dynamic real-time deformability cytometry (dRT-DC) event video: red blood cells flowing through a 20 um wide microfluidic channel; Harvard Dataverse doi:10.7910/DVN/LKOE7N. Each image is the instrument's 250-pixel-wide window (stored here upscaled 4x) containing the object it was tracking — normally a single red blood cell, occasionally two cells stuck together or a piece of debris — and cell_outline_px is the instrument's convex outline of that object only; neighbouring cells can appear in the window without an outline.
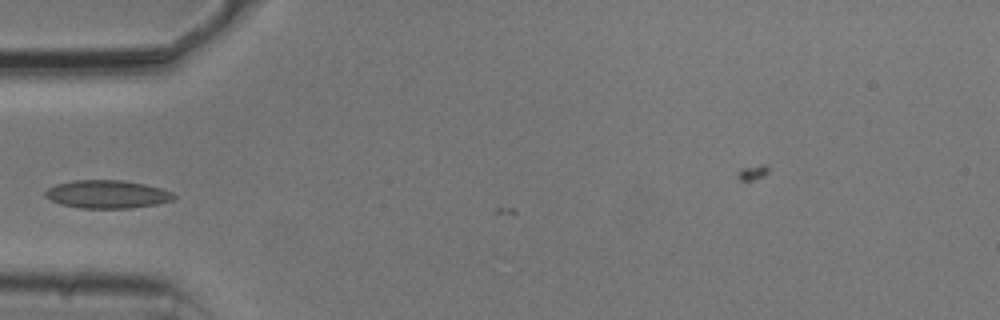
{"species": "common noctule bat (a hibernating species)", "species_latin": "Nyctalus noctula", "temperature_condition": "cold", "stored_images_in_passage": 6, "camera_frame_rate_fps": 3000, "um_per_image_px": 0.085, "animal": {"sex": "male", "body_mass_g": 20.5, "forearm_length_mm": 52.5}, "frame": {"image": 1, "passage_image": 4, "time_ms": 1.0, "image_size_px": [1000, 320], "cell_outline_px": [[176, 196], [172, 200], [156, 204], [132, 208], [80, 208], [60, 204], [44, 196], [44, 192], [48, 188], [56, 184], [76, 180], [120, 180], [144, 184], [160, 188], [172, 192]], "centroid_in_image_um": [9.09, 16.51], "position_along_channel_um": 75.9, "area_um2": 20.92}}